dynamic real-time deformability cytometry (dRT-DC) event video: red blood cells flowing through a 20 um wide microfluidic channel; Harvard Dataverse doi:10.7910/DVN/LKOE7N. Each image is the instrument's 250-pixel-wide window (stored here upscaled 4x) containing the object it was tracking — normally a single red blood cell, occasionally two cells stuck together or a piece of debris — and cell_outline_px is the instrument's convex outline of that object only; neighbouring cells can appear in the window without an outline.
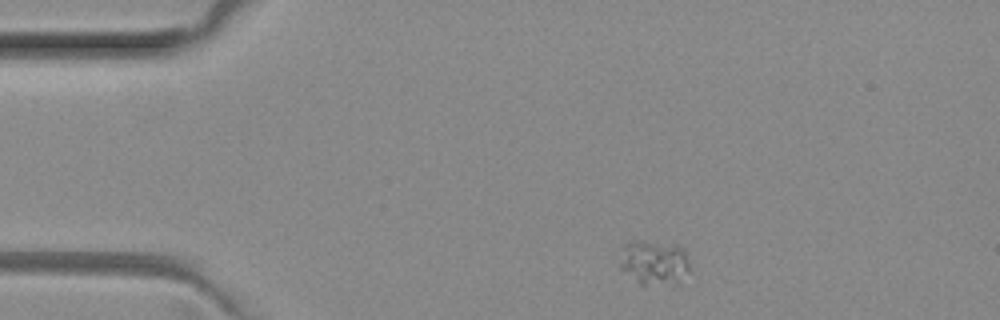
{"species": "common noctule bat (a hibernating species)", "species_latin": "Nyctalus noctula", "temperature_condition": "room temperature", "stored_images_in_passage": 3, "camera_frame_rate_fps": 3000, "um_per_image_px": 0.085, "animal": {"sex": "female", "body_mass_g": 29.2, "forearm_length_mm": 56.3}, "frame": {"image": 1, "passage_image": 1, "time_ms": 0.0, "image_size_px": [1000, 320], "cell_outline_px": [[696, 276], [676, 284], [644, 288], [620, 268], [620, 244], [628, 240], [640, 240], [680, 244], [684, 248], [688, 256]], "centroid_in_image_um": [55.71, 22.35], "position_along_channel_um": 29.3, "area_um2": 20.29}}
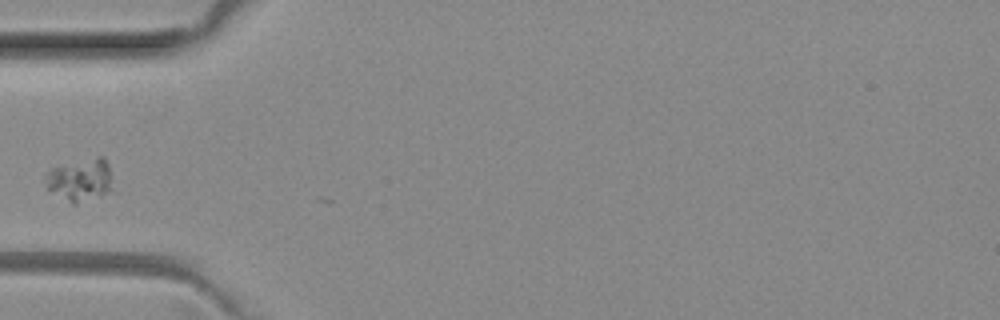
{"frame": {"image": 2, "passage_image": 3, "time_ms": 0.667, "image_size_px": [1000, 320], "cell_outline_px": [[112, 192], [76, 204], [72, 204], [48, 192], [44, 180], [44, 176], [52, 168], [96, 156], [104, 156], [108, 164]], "centroid_in_image_um": [6.79, 15.31], "position_along_channel_um": 78.2, "area_um2": 16.88}}